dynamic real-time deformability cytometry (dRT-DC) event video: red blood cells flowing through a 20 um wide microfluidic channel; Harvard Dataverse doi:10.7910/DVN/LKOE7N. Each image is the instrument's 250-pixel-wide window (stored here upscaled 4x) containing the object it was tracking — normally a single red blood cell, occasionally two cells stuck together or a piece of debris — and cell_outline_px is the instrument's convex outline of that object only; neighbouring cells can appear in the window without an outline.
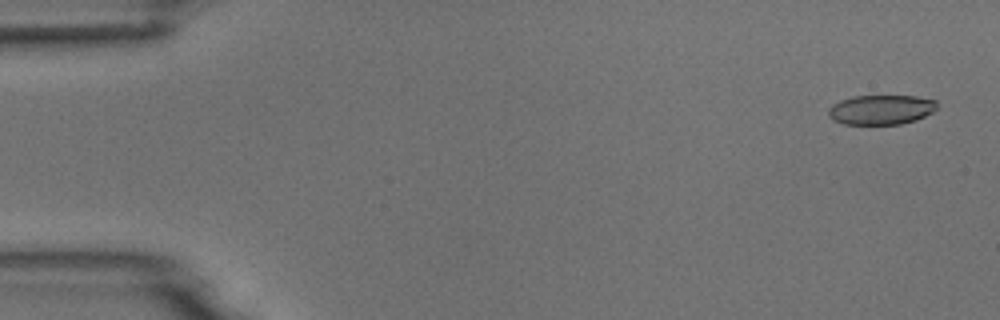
{"species": "common noctule bat (a hibernating species)", "species_latin": "Nyctalus noctula", "temperature_condition": "room temperature", "stored_images_in_passage": 44, "camera_frame_rate_fps": 3000, "um_per_image_px": 0.085, "animal": {"sex": "male", "body_mass_g": 18.8}, "frame": {"image": 1, "passage_image": 3, "time_ms": 0.667, "image_size_px": [1000, 320], "cell_outline_px": [[936, 108], [932, 112], [916, 120], [900, 124], [844, 124], [832, 120], [828, 116], [828, 108], [832, 104], [840, 100], [852, 96], [916, 96], [936, 100]], "centroid_in_image_um": [74.85, 9.32], "position_along_channel_um": 10.2, "area_um2": 18.84}}
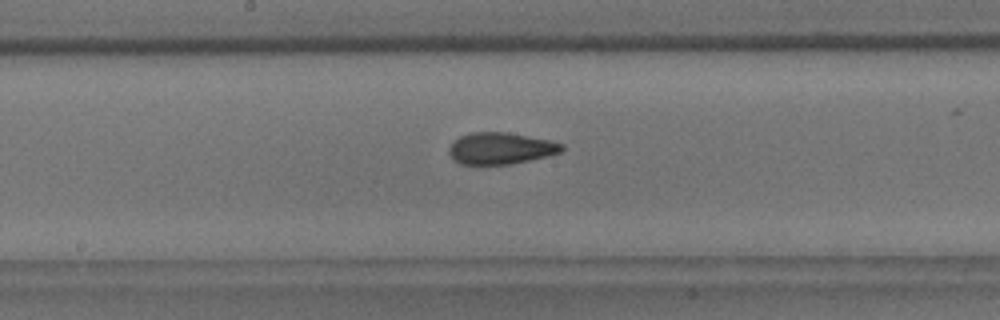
{"frame": {"image": 2, "passage_image": 29, "time_ms": 9.333, "image_size_px": [1000, 320], "cell_outline_px": [[564, 148], [560, 152], [548, 156], [512, 164], [460, 164], [452, 160], [448, 152], [448, 148], [460, 136], [472, 132], [504, 132], [548, 140], [564, 144]], "centroid_in_image_um": [42.53, 12.62], "position_along_channel_um": 205.7, "area_um2": 20.69}}
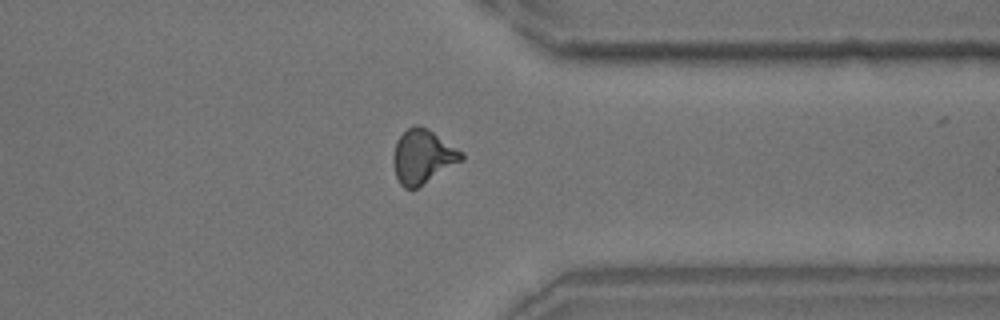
{"frame": {"image": 3, "passage_image": 43, "time_ms": 14.0, "image_size_px": [1000, 320], "cell_outline_px": [[464, 160], [416, 188], [404, 188], [400, 184], [396, 176], [392, 164], [392, 156], [396, 140], [408, 128], [416, 124], [420, 124], [428, 128], [464, 152]], "centroid_in_image_um": [35.93, 13.29], "position_along_channel_um": 375.5, "area_um2": 21.68}}